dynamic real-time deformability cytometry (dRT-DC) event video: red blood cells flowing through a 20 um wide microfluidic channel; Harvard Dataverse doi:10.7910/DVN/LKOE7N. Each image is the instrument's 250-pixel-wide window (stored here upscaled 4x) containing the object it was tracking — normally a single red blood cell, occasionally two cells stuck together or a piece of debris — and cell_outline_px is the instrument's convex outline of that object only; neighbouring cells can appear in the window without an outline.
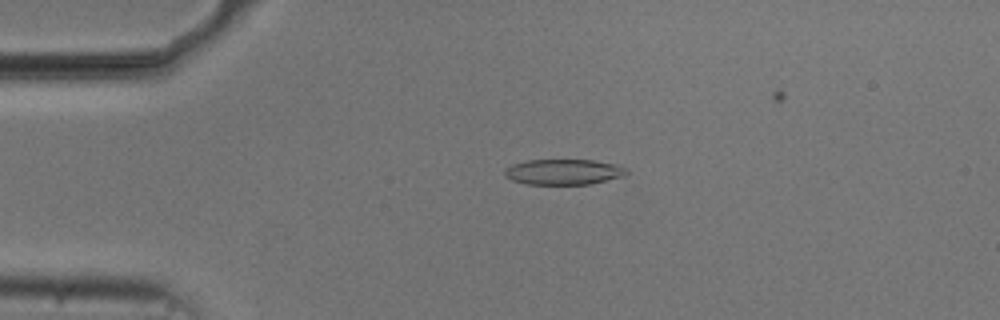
{"species": "common noctule bat (a hibernating species)", "species_latin": "Nyctalus noctula", "temperature_condition": "cold", "stored_images_in_passage": 49, "camera_frame_rate_fps": 3000, "um_per_image_px": 0.085, "animal": {"sex": "male", "body_mass_g": 20.5, "forearm_length_mm": 52.5}, "frame": {"image": 1, "passage_image": 11, "time_ms": 3.333, "image_size_px": [1000, 320], "cell_outline_px": [[628, 172], [624, 176], [592, 184], [524, 184], [512, 180], [504, 176], [504, 168], [512, 164], [528, 160], [592, 160], [620, 164], [628, 168]], "centroid_in_image_um": [47.93, 14.61], "position_along_channel_um": 37.1, "area_um2": 18.44}}
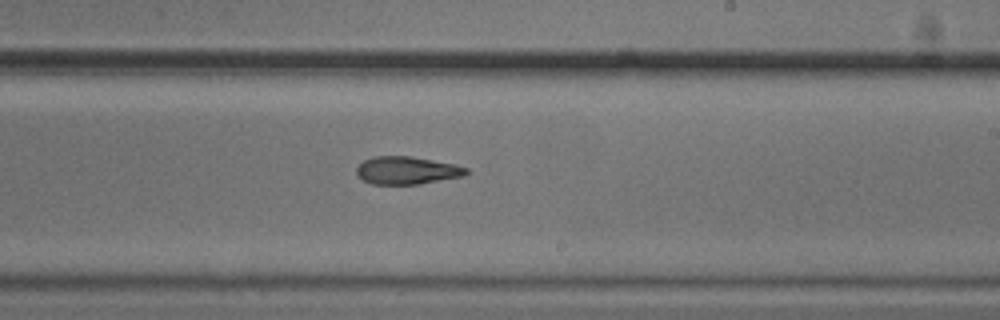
{"frame": {"image": 2, "passage_image": 31, "time_ms": 10.0, "image_size_px": [1000, 320], "cell_outline_px": [[468, 172], [464, 176], [420, 184], [372, 184], [364, 180], [356, 172], [356, 168], [364, 160], [372, 156], [412, 156], [456, 164], [468, 168]], "centroid_in_image_um": [34.61, 14.47], "position_along_channel_um": 254.4, "area_um2": 17.8}}
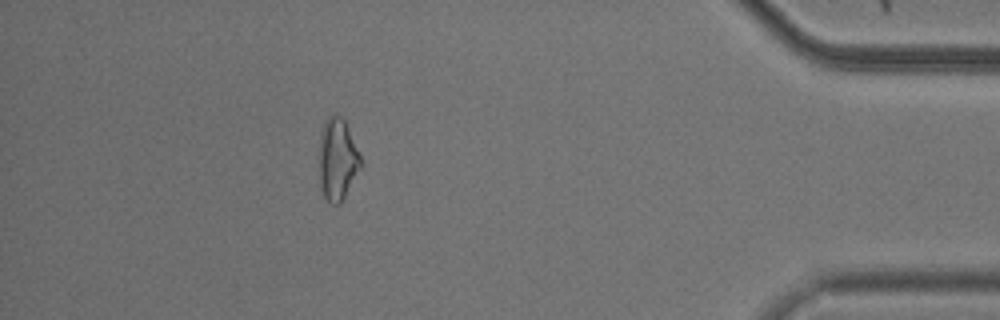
{"frame": {"image": 3, "passage_image": 47, "time_ms": 15.333, "image_size_px": [1000, 320], "cell_outline_px": [[360, 168], [340, 204], [332, 204], [324, 196], [320, 184], [320, 132], [328, 116], [332, 112], [340, 116], [344, 120], [360, 156]], "centroid_in_image_um": [28.66, 13.52], "position_along_channel_um": 406.5, "area_um2": 19.31}, "authors_computed_cell_mechanics": {"area_um2": 18.6694, "velocity_mm_per_s": 3.7463, "shape_relaxation_time_tau1_ms": 5.4534, "shape_relaxation_time_tau2_ms": 5.9669, "deformation_change_tau1": 0.1505, "deformation_change_tau2": 0.1506}}